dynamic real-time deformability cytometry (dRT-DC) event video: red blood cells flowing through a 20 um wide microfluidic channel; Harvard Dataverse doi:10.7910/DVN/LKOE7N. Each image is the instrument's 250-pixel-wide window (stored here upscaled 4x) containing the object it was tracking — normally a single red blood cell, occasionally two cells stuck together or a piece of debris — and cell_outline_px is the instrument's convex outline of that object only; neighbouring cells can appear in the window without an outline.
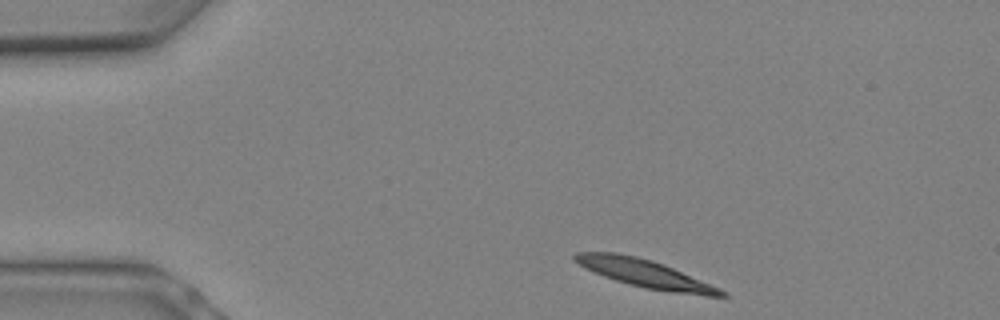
{"species": "Egyptian fruit bat (a non-hibernating species)", "species_latin": "Rousettus aegyptiacus", "temperature_condition": "warm", "stored_images_in_passage": 8, "camera_frame_rate_fps": 3000, "um_per_image_px": 0.085, "animal": {"sex": "female"}, "frame": {"image": 1, "passage_image": 1, "time_ms": 0.0, "image_size_px": [1000, 320], "cell_outline_px": [[728, 296], [708, 296], [672, 292], [644, 288], [616, 280], [604, 276], [584, 268], [572, 256], [576, 252], [616, 252], [636, 256], [652, 260], [664, 264], [720, 288], [728, 292]], "centroid_in_image_um": [54.85, 23.25], "position_along_channel_um": 30.1, "area_um2": 23.64}}
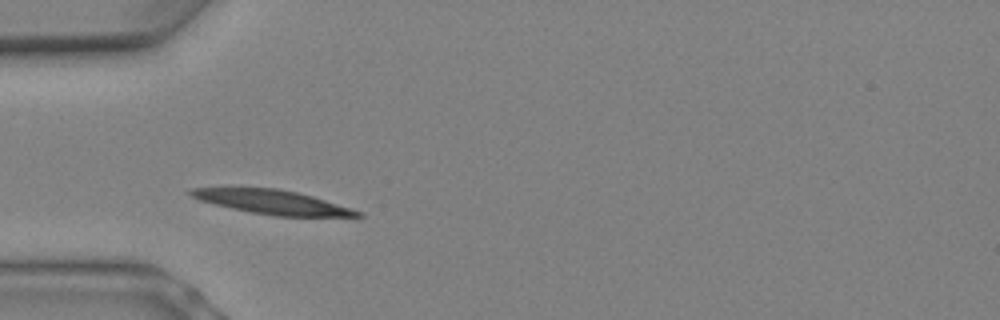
{"frame": {"image": 2, "passage_image": 4, "time_ms": 1.0, "image_size_px": [1000, 320], "cell_outline_px": [[364, 216], [276, 216], [252, 212], [232, 208], [200, 200], [192, 196], [188, 192], [188, 188], [276, 188], [296, 192], [312, 196], [352, 208], [364, 212]], "centroid_in_image_um": [23.19, 17.17], "position_along_channel_um": 61.8, "area_um2": 23.0}}
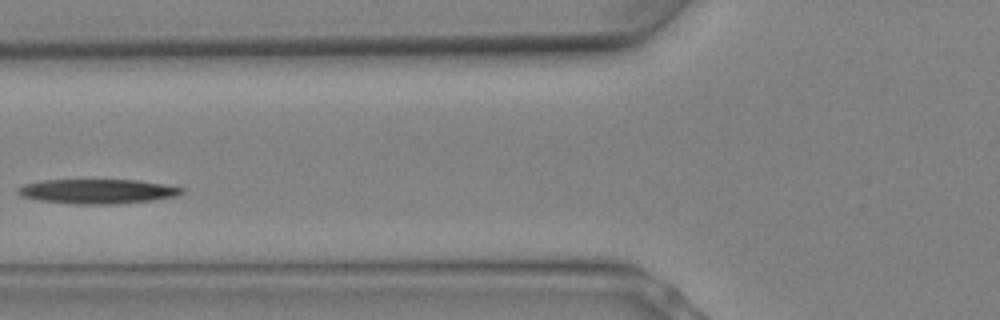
{"frame": {"image": 3, "passage_image": 6, "time_ms": 1.667, "image_size_px": [1000, 320], "cell_outline_px": [[184, 192], [176, 196], [152, 200], [116, 204], [72, 204], [40, 200], [20, 196], [16, 192], [16, 188], [24, 184], [44, 180], [136, 180], [164, 184], [184, 188]], "centroid_in_image_um": [8.26, 16.26], "position_along_channel_um": 117.5, "area_um2": 23.47}}